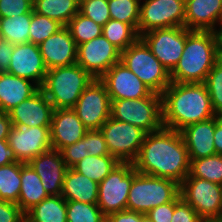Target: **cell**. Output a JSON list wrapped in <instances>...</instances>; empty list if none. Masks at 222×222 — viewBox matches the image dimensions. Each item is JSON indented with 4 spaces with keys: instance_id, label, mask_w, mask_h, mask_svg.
<instances>
[{
    "instance_id": "cell-1",
    "label": "cell",
    "mask_w": 222,
    "mask_h": 222,
    "mask_svg": "<svg viewBox=\"0 0 222 222\" xmlns=\"http://www.w3.org/2000/svg\"><path fill=\"white\" fill-rule=\"evenodd\" d=\"M134 169L181 184L189 174L190 158L180 131L163 127L146 133Z\"/></svg>"
},
{
    "instance_id": "cell-2",
    "label": "cell",
    "mask_w": 222,
    "mask_h": 222,
    "mask_svg": "<svg viewBox=\"0 0 222 222\" xmlns=\"http://www.w3.org/2000/svg\"><path fill=\"white\" fill-rule=\"evenodd\" d=\"M161 98L163 126L171 130L180 131L217 116L204 83L171 82Z\"/></svg>"
},
{
    "instance_id": "cell-3",
    "label": "cell",
    "mask_w": 222,
    "mask_h": 222,
    "mask_svg": "<svg viewBox=\"0 0 222 222\" xmlns=\"http://www.w3.org/2000/svg\"><path fill=\"white\" fill-rule=\"evenodd\" d=\"M219 57L217 32L192 31L186 37L181 58L170 72L171 82L204 83Z\"/></svg>"
},
{
    "instance_id": "cell-4",
    "label": "cell",
    "mask_w": 222,
    "mask_h": 222,
    "mask_svg": "<svg viewBox=\"0 0 222 222\" xmlns=\"http://www.w3.org/2000/svg\"><path fill=\"white\" fill-rule=\"evenodd\" d=\"M94 78L77 63L47 70L40 88L54 109L73 108Z\"/></svg>"
},
{
    "instance_id": "cell-5",
    "label": "cell",
    "mask_w": 222,
    "mask_h": 222,
    "mask_svg": "<svg viewBox=\"0 0 222 222\" xmlns=\"http://www.w3.org/2000/svg\"><path fill=\"white\" fill-rule=\"evenodd\" d=\"M180 195V184L167 178L141 174L134 169L127 210L146 214L153 208L174 201Z\"/></svg>"
},
{
    "instance_id": "cell-6",
    "label": "cell",
    "mask_w": 222,
    "mask_h": 222,
    "mask_svg": "<svg viewBox=\"0 0 222 222\" xmlns=\"http://www.w3.org/2000/svg\"><path fill=\"white\" fill-rule=\"evenodd\" d=\"M120 62L132 71L153 93L162 94L171 83L170 72L139 37L121 51Z\"/></svg>"
},
{
    "instance_id": "cell-7",
    "label": "cell",
    "mask_w": 222,
    "mask_h": 222,
    "mask_svg": "<svg viewBox=\"0 0 222 222\" xmlns=\"http://www.w3.org/2000/svg\"><path fill=\"white\" fill-rule=\"evenodd\" d=\"M110 117L130 123L146 133L162 129V98L152 93L149 97L139 99L111 100Z\"/></svg>"
},
{
    "instance_id": "cell-8",
    "label": "cell",
    "mask_w": 222,
    "mask_h": 222,
    "mask_svg": "<svg viewBox=\"0 0 222 222\" xmlns=\"http://www.w3.org/2000/svg\"><path fill=\"white\" fill-rule=\"evenodd\" d=\"M108 151L119 163H134L146 132L130 123L109 118L100 128Z\"/></svg>"
},
{
    "instance_id": "cell-9",
    "label": "cell",
    "mask_w": 222,
    "mask_h": 222,
    "mask_svg": "<svg viewBox=\"0 0 222 222\" xmlns=\"http://www.w3.org/2000/svg\"><path fill=\"white\" fill-rule=\"evenodd\" d=\"M134 165L119 163L99 183L98 207L105 216L127 209V200L132 180Z\"/></svg>"
},
{
    "instance_id": "cell-10",
    "label": "cell",
    "mask_w": 222,
    "mask_h": 222,
    "mask_svg": "<svg viewBox=\"0 0 222 222\" xmlns=\"http://www.w3.org/2000/svg\"><path fill=\"white\" fill-rule=\"evenodd\" d=\"M180 195L202 219L220 217L222 185L188 174L180 184Z\"/></svg>"
},
{
    "instance_id": "cell-11",
    "label": "cell",
    "mask_w": 222,
    "mask_h": 222,
    "mask_svg": "<svg viewBox=\"0 0 222 222\" xmlns=\"http://www.w3.org/2000/svg\"><path fill=\"white\" fill-rule=\"evenodd\" d=\"M185 0H144L140 2L137 33L184 27Z\"/></svg>"
},
{
    "instance_id": "cell-12",
    "label": "cell",
    "mask_w": 222,
    "mask_h": 222,
    "mask_svg": "<svg viewBox=\"0 0 222 222\" xmlns=\"http://www.w3.org/2000/svg\"><path fill=\"white\" fill-rule=\"evenodd\" d=\"M88 130H100L110 118L111 100L106 85L94 79L72 108Z\"/></svg>"
},
{
    "instance_id": "cell-13",
    "label": "cell",
    "mask_w": 222,
    "mask_h": 222,
    "mask_svg": "<svg viewBox=\"0 0 222 222\" xmlns=\"http://www.w3.org/2000/svg\"><path fill=\"white\" fill-rule=\"evenodd\" d=\"M186 27L155 29L140 35L153 55L171 72L183 53L186 37L191 33Z\"/></svg>"
},
{
    "instance_id": "cell-14",
    "label": "cell",
    "mask_w": 222,
    "mask_h": 222,
    "mask_svg": "<svg viewBox=\"0 0 222 222\" xmlns=\"http://www.w3.org/2000/svg\"><path fill=\"white\" fill-rule=\"evenodd\" d=\"M121 51L103 34L77 46L76 63L94 79H100L112 65L120 62Z\"/></svg>"
},
{
    "instance_id": "cell-15",
    "label": "cell",
    "mask_w": 222,
    "mask_h": 222,
    "mask_svg": "<svg viewBox=\"0 0 222 222\" xmlns=\"http://www.w3.org/2000/svg\"><path fill=\"white\" fill-rule=\"evenodd\" d=\"M7 141L17 160L23 163L52 149L50 126H12Z\"/></svg>"
},
{
    "instance_id": "cell-16",
    "label": "cell",
    "mask_w": 222,
    "mask_h": 222,
    "mask_svg": "<svg viewBox=\"0 0 222 222\" xmlns=\"http://www.w3.org/2000/svg\"><path fill=\"white\" fill-rule=\"evenodd\" d=\"M106 85L110 100L139 99L153 92L122 62H118L100 78Z\"/></svg>"
},
{
    "instance_id": "cell-17",
    "label": "cell",
    "mask_w": 222,
    "mask_h": 222,
    "mask_svg": "<svg viewBox=\"0 0 222 222\" xmlns=\"http://www.w3.org/2000/svg\"><path fill=\"white\" fill-rule=\"evenodd\" d=\"M8 73L31 80L41 88L45 81L47 68L38 45L30 42L15 44Z\"/></svg>"
},
{
    "instance_id": "cell-18",
    "label": "cell",
    "mask_w": 222,
    "mask_h": 222,
    "mask_svg": "<svg viewBox=\"0 0 222 222\" xmlns=\"http://www.w3.org/2000/svg\"><path fill=\"white\" fill-rule=\"evenodd\" d=\"M54 108L40 89L29 99L8 112L12 126L35 127L50 126Z\"/></svg>"
},
{
    "instance_id": "cell-19",
    "label": "cell",
    "mask_w": 222,
    "mask_h": 222,
    "mask_svg": "<svg viewBox=\"0 0 222 222\" xmlns=\"http://www.w3.org/2000/svg\"><path fill=\"white\" fill-rule=\"evenodd\" d=\"M38 47L47 70L70 66L77 61V46L66 26L49 36Z\"/></svg>"
},
{
    "instance_id": "cell-20",
    "label": "cell",
    "mask_w": 222,
    "mask_h": 222,
    "mask_svg": "<svg viewBox=\"0 0 222 222\" xmlns=\"http://www.w3.org/2000/svg\"><path fill=\"white\" fill-rule=\"evenodd\" d=\"M88 129L72 108L54 109L50 125V140L53 150H61L81 140Z\"/></svg>"
},
{
    "instance_id": "cell-21",
    "label": "cell",
    "mask_w": 222,
    "mask_h": 222,
    "mask_svg": "<svg viewBox=\"0 0 222 222\" xmlns=\"http://www.w3.org/2000/svg\"><path fill=\"white\" fill-rule=\"evenodd\" d=\"M28 164L36 171L48 195H61L68 169L59 150H49L31 159Z\"/></svg>"
},
{
    "instance_id": "cell-22",
    "label": "cell",
    "mask_w": 222,
    "mask_h": 222,
    "mask_svg": "<svg viewBox=\"0 0 222 222\" xmlns=\"http://www.w3.org/2000/svg\"><path fill=\"white\" fill-rule=\"evenodd\" d=\"M221 11L222 0H185L184 27L191 31L217 32L221 28Z\"/></svg>"
},
{
    "instance_id": "cell-23",
    "label": "cell",
    "mask_w": 222,
    "mask_h": 222,
    "mask_svg": "<svg viewBox=\"0 0 222 222\" xmlns=\"http://www.w3.org/2000/svg\"><path fill=\"white\" fill-rule=\"evenodd\" d=\"M215 117L190 124L180 130L190 159L216 154L214 147Z\"/></svg>"
},
{
    "instance_id": "cell-24",
    "label": "cell",
    "mask_w": 222,
    "mask_h": 222,
    "mask_svg": "<svg viewBox=\"0 0 222 222\" xmlns=\"http://www.w3.org/2000/svg\"><path fill=\"white\" fill-rule=\"evenodd\" d=\"M31 82L9 73H0V112L8 113L37 93L40 87Z\"/></svg>"
},
{
    "instance_id": "cell-25",
    "label": "cell",
    "mask_w": 222,
    "mask_h": 222,
    "mask_svg": "<svg viewBox=\"0 0 222 222\" xmlns=\"http://www.w3.org/2000/svg\"><path fill=\"white\" fill-rule=\"evenodd\" d=\"M60 153L68 168H72L86 156L110 155L103 133L100 130H88L81 140L63 147Z\"/></svg>"
},
{
    "instance_id": "cell-26",
    "label": "cell",
    "mask_w": 222,
    "mask_h": 222,
    "mask_svg": "<svg viewBox=\"0 0 222 222\" xmlns=\"http://www.w3.org/2000/svg\"><path fill=\"white\" fill-rule=\"evenodd\" d=\"M98 188V183L75 171L73 168H68L64 177L61 196L66 201L97 204Z\"/></svg>"
},
{
    "instance_id": "cell-27",
    "label": "cell",
    "mask_w": 222,
    "mask_h": 222,
    "mask_svg": "<svg viewBox=\"0 0 222 222\" xmlns=\"http://www.w3.org/2000/svg\"><path fill=\"white\" fill-rule=\"evenodd\" d=\"M48 196L36 171L28 163L21 162V189L18 206L26 213Z\"/></svg>"
},
{
    "instance_id": "cell-28",
    "label": "cell",
    "mask_w": 222,
    "mask_h": 222,
    "mask_svg": "<svg viewBox=\"0 0 222 222\" xmlns=\"http://www.w3.org/2000/svg\"><path fill=\"white\" fill-rule=\"evenodd\" d=\"M28 222H67L66 200L61 195H49L25 213Z\"/></svg>"
},
{
    "instance_id": "cell-29",
    "label": "cell",
    "mask_w": 222,
    "mask_h": 222,
    "mask_svg": "<svg viewBox=\"0 0 222 222\" xmlns=\"http://www.w3.org/2000/svg\"><path fill=\"white\" fill-rule=\"evenodd\" d=\"M80 0H33V11L67 26L79 12Z\"/></svg>"
},
{
    "instance_id": "cell-30",
    "label": "cell",
    "mask_w": 222,
    "mask_h": 222,
    "mask_svg": "<svg viewBox=\"0 0 222 222\" xmlns=\"http://www.w3.org/2000/svg\"><path fill=\"white\" fill-rule=\"evenodd\" d=\"M118 164L111 155L86 156L72 168L99 184Z\"/></svg>"
},
{
    "instance_id": "cell-31",
    "label": "cell",
    "mask_w": 222,
    "mask_h": 222,
    "mask_svg": "<svg viewBox=\"0 0 222 222\" xmlns=\"http://www.w3.org/2000/svg\"><path fill=\"white\" fill-rule=\"evenodd\" d=\"M31 13L0 18V37L13 44L29 43Z\"/></svg>"
},
{
    "instance_id": "cell-32",
    "label": "cell",
    "mask_w": 222,
    "mask_h": 222,
    "mask_svg": "<svg viewBox=\"0 0 222 222\" xmlns=\"http://www.w3.org/2000/svg\"><path fill=\"white\" fill-rule=\"evenodd\" d=\"M21 189V162L0 167V200L18 202Z\"/></svg>"
},
{
    "instance_id": "cell-33",
    "label": "cell",
    "mask_w": 222,
    "mask_h": 222,
    "mask_svg": "<svg viewBox=\"0 0 222 222\" xmlns=\"http://www.w3.org/2000/svg\"><path fill=\"white\" fill-rule=\"evenodd\" d=\"M102 34L120 51L126 50L140 37L130 24L115 19H110L104 24Z\"/></svg>"
},
{
    "instance_id": "cell-34",
    "label": "cell",
    "mask_w": 222,
    "mask_h": 222,
    "mask_svg": "<svg viewBox=\"0 0 222 222\" xmlns=\"http://www.w3.org/2000/svg\"><path fill=\"white\" fill-rule=\"evenodd\" d=\"M189 175L222 185V155L190 159Z\"/></svg>"
},
{
    "instance_id": "cell-35",
    "label": "cell",
    "mask_w": 222,
    "mask_h": 222,
    "mask_svg": "<svg viewBox=\"0 0 222 222\" xmlns=\"http://www.w3.org/2000/svg\"><path fill=\"white\" fill-rule=\"evenodd\" d=\"M76 46L102 35L103 26L78 12L66 26Z\"/></svg>"
},
{
    "instance_id": "cell-36",
    "label": "cell",
    "mask_w": 222,
    "mask_h": 222,
    "mask_svg": "<svg viewBox=\"0 0 222 222\" xmlns=\"http://www.w3.org/2000/svg\"><path fill=\"white\" fill-rule=\"evenodd\" d=\"M141 0H108L110 18L130 24L136 31Z\"/></svg>"
},
{
    "instance_id": "cell-37",
    "label": "cell",
    "mask_w": 222,
    "mask_h": 222,
    "mask_svg": "<svg viewBox=\"0 0 222 222\" xmlns=\"http://www.w3.org/2000/svg\"><path fill=\"white\" fill-rule=\"evenodd\" d=\"M67 222H106L97 204H89L79 201H66Z\"/></svg>"
},
{
    "instance_id": "cell-38",
    "label": "cell",
    "mask_w": 222,
    "mask_h": 222,
    "mask_svg": "<svg viewBox=\"0 0 222 222\" xmlns=\"http://www.w3.org/2000/svg\"><path fill=\"white\" fill-rule=\"evenodd\" d=\"M63 27L58 21L33 11L29 27V42L39 45Z\"/></svg>"
},
{
    "instance_id": "cell-39",
    "label": "cell",
    "mask_w": 222,
    "mask_h": 222,
    "mask_svg": "<svg viewBox=\"0 0 222 222\" xmlns=\"http://www.w3.org/2000/svg\"><path fill=\"white\" fill-rule=\"evenodd\" d=\"M211 99L213 111L222 114V58L219 57L204 82Z\"/></svg>"
},
{
    "instance_id": "cell-40",
    "label": "cell",
    "mask_w": 222,
    "mask_h": 222,
    "mask_svg": "<svg viewBox=\"0 0 222 222\" xmlns=\"http://www.w3.org/2000/svg\"><path fill=\"white\" fill-rule=\"evenodd\" d=\"M79 12L101 26L111 19L108 0H80Z\"/></svg>"
},
{
    "instance_id": "cell-41",
    "label": "cell",
    "mask_w": 222,
    "mask_h": 222,
    "mask_svg": "<svg viewBox=\"0 0 222 222\" xmlns=\"http://www.w3.org/2000/svg\"><path fill=\"white\" fill-rule=\"evenodd\" d=\"M33 12V0H0V18Z\"/></svg>"
},
{
    "instance_id": "cell-42",
    "label": "cell",
    "mask_w": 222,
    "mask_h": 222,
    "mask_svg": "<svg viewBox=\"0 0 222 222\" xmlns=\"http://www.w3.org/2000/svg\"><path fill=\"white\" fill-rule=\"evenodd\" d=\"M171 222H203L192 206L187 204L179 195L175 199V208Z\"/></svg>"
},
{
    "instance_id": "cell-43",
    "label": "cell",
    "mask_w": 222,
    "mask_h": 222,
    "mask_svg": "<svg viewBox=\"0 0 222 222\" xmlns=\"http://www.w3.org/2000/svg\"><path fill=\"white\" fill-rule=\"evenodd\" d=\"M25 212L17 203L0 200V222H23Z\"/></svg>"
},
{
    "instance_id": "cell-44",
    "label": "cell",
    "mask_w": 222,
    "mask_h": 222,
    "mask_svg": "<svg viewBox=\"0 0 222 222\" xmlns=\"http://www.w3.org/2000/svg\"><path fill=\"white\" fill-rule=\"evenodd\" d=\"M174 208L175 200L153 208L146 215L152 222H171Z\"/></svg>"
},
{
    "instance_id": "cell-45",
    "label": "cell",
    "mask_w": 222,
    "mask_h": 222,
    "mask_svg": "<svg viewBox=\"0 0 222 222\" xmlns=\"http://www.w3.org/2000/svg\"><path fill=\"white\" fill-rule=\"evenodd\" d=\"M14 48L15 44L5 39H0V73H8Z\"/></svg>"
},
{
    "instance_id": "cell-46",
    "label": "cell",
    "mask_w": 222,
    "mask_h": 222,
    "mask_svg": "<svg viewBox=\"0 0 222 222\" xmlns=\"http://www.w3.org/2000/svg\"><path fill=\"white\" fill-rule=\"evenodd\" d=\"M106 222H142V213L126 209L107 215Z\"/></svg>"
},
{
    "instance_id": "cell-47",
    "label": "cell",
    "mask_w": 222,
    "mask_h": 222,
    "mask_svg": "<svg viewBox=\"0 0 222 222\" xmlns=\"http://www.w3.org/2000/svg\"><path fill=\"white\" fill-rule=\"evenodd\" d=\"M12 162H19L7 140H0V167Z\"/></svg>"
},
{
    "instance_id": "cell-48",
    "label": "cell",
    "mask_w": 222,
    "mask_h": 222,
    "mask_svg": "<svg viewBox=\"0 0 222 222\" xmlns=\"http://www.w3.org/2000/svg\"><path fill=\"white\" fill-rule=\"evenodd\" d=\"M214 147L216 154L222 155V114L215 116Z\"/></svg>"
},
{
    "instance_id": "cell-49",
    "label": "cell",
    "mask_w": 222,
    "mask_h": 222,
    "mask_svg": "<svg viewBox=\"0 0 222 222\" xmlns=\"http://www.w3.org/2000/svg\"><path fill=\"white\" fill-rule=\"evenodd\" d=\"M11 127L9 114L0 112V140H7Z\"/></svg>"
},
{
    "instance_id": "cell-50",
    "label": "cell",
    "mask_w": 222,
    "mask_h": 222,
    "mask_svg": "<svg viewBox=\"0 0 222 222\" xmlns=\"http://www.w3.org/2000/svg\"><path fill=\"white\" fill-rule=\"evenodd\" d=\"M218 38H219V52L220 57L222 58V27L217 31Z\"/></svg>"
},
{
    "instance_id": "cell-51",
    "label": "cell",
    "mask_w": 222,
    "mask_h": 222,
    "mask_svg": "<svg viewBox=\"0 0 222 222\" xmlns=\"http://www.w3.org/2000/svg\"><path fill=\"white\" fill-rule=\"evenodd\" d=\"M203 222H222L221 217L203 219Z\"/></svg>"
},
{
    "instance_id": "cell-52",
    "label": "cell",
    "mask_w": 222,
    "mask_h": 222,
    "mask_svg": "<svg viewBox=\"0 0 222 222\" xmlns=\"http://www.w3.org/2000/svg\"><path fill=\"white\" fill-rule=\"evenodd\" d=\"M142 222H152L146 214L142 213Z\"/></svg>"
},
{
    "instance_id": "cell-53",
    "label": "cell",
    "mask_w": 222,
    "mask_h": 222,
    "mask_svg": "<svg viewBox=\"0 0 222 222\" xmlns=\"http://www.w3.org/2000/svg\"><path fill=\"white\" fill-rule=\"evenodd\" d=\"M221 27H222V11H221Z\"/></svg>"
}]
</instances>
